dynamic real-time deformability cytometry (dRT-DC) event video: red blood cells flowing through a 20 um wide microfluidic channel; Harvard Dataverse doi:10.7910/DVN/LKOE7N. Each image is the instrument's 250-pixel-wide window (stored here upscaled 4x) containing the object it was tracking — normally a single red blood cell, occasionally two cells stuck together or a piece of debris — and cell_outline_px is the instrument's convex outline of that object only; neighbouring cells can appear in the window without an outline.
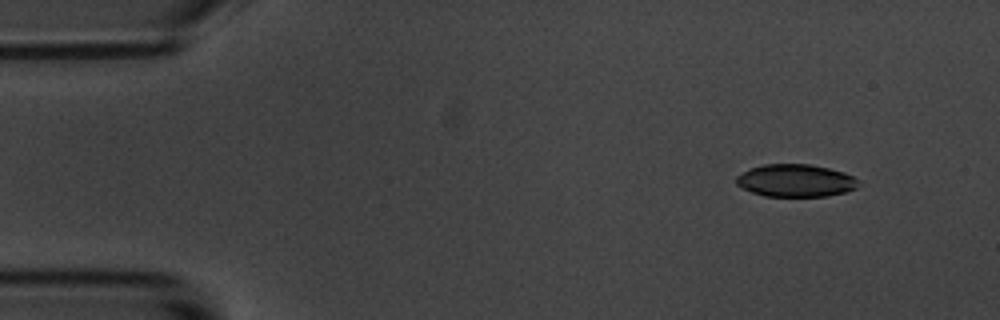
{"species": "common noctule bat (a hibernating species)", "species_latin": "Nyctalus noctula", "temperature_condition": "room temperature", "stored_images_in_passage": 4, "camera_frame_rate_fps": 3000, "um_per_image_px": 0.085, "animal": {"sex": "male", "body_mass_g": 20.1, "forearm_length_mm": 53.5}, "frame": {"image": 1, "passage_image": 1, "time_ms": 0.0, "image_size_px": [1000, 320], "cell_outline_px": [[856, 188], [844, 192], [828, 196], [764, 196], [752, 192], [736, 184], [736, 176], [748, 168], [764, 164], [808, 164], [828, 168], [844, 172], [852, 176], [856, 180]], "centroid_in_image_um": [67.57, 15.34], "position_along_channel_um": 17.4, "area_um2": 23.0}}
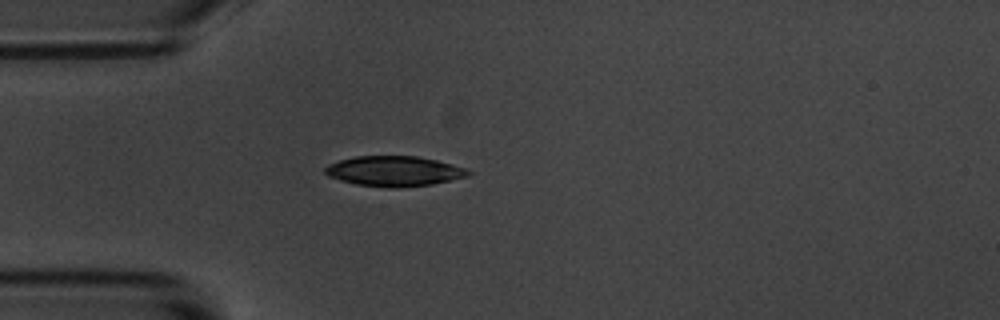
{"frame": {"image": 2, "passage_image": 4, "time_ms": 3.333, "image_size_px": [1000, 320], "cell_outline_px": [[472, 172], [468, 176], [432, 184], [396, 188], [388, 188], [356, 184], [340, 180], [328, 176], [324, 172], [324, 168], [328, 164], [340, 160], [356, 156], [416, 156], [436, 160], [464, 168]], "centroid_in_image_um": [33.47, 14.55], "position_along_channel_um": 51.5, "area_um2": 25.03}}